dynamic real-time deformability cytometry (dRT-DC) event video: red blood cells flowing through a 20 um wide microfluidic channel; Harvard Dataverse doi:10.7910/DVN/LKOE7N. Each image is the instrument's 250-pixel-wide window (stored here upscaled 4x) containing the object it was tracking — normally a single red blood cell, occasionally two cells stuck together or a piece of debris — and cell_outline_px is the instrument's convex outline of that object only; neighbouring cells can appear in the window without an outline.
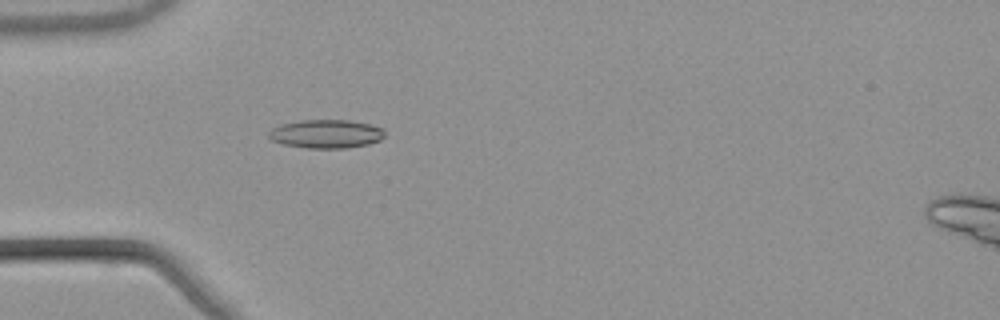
{"species": "common noctule bat (a hibernating species)", "species_latin": "Nyctalus noctula", "temperature_condition": "warm", "stored_images_in_passage": 48, "camera_frame_rate_fps": 3000, "um_per_image_px": 0.085, "animal": {"sex": "male", "body_mass_g": 21.5, "forearm_length_mm": 52.0}, "frame": {"image": 1, "passage_image": 11, "time_ms": 3.333, "image_size_px": [1000, 320], "cell_outline_px": [[384, 136], [380, 140], [368, 144], [344, 148], [308, 148], [284, 144], [272, 140], [268, 136], [268, 132], [272, 128], [280, 124], [300, 120], [348, 120], [368, 124], [384, 128]], "centroid_in_image_um": [27.71, 11.37], "position_along_channel_um": 57.3, "area_um2": 19.25}}
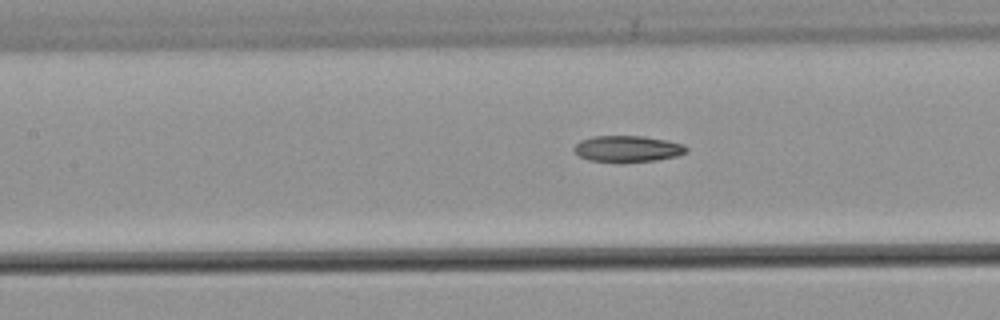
{"frame": {"image": 2, "passage_image": 19, "time_ms": 6.0, "image_size_px": [1000, 320], "cell_outline_px": [[688, 152], [676, 156], [656, 160], [624, 164], [616, 164], [588, 160], [580, 156], [572, 148], [580, 140], [592, 136], [644, 136], [668, 140], [684, 144], [688, 148]], "centroid_in_image_um": [53.34, 12.67], "position_along_channel_um": 154.1, "area_um2": 17.86}}
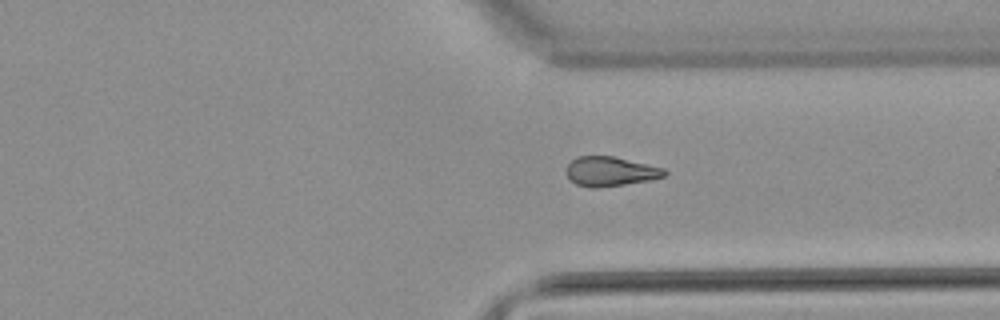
{"frame": {"image": 3, "passage_image": 35, "time_ms": 11.333, "image_size_px": [1000, 320], "cell_outline_px": [[668, 172], [664, 176], [648, 180], [624, 184], [596, 188], [592, 188], [576, 184], [564, 172], [568, 164], [576, 156], [612, 156], [664, 168]], "centroid_in_image_um": [51.84, 14.56], "position_along_channel_um": 359.6, "area_um2": 16.7}, "authors_computed_cell_mechanics": {"area_um2": 17.4845, "velocity_mm_per_s": 3.8548, "shape_relaxation_time_tau1_ms": null, "shape_relaxation_time_tau2_ms": 9.4018, "deformation_change_tau1": null, "deformation_change_tau2": 0.2008}}